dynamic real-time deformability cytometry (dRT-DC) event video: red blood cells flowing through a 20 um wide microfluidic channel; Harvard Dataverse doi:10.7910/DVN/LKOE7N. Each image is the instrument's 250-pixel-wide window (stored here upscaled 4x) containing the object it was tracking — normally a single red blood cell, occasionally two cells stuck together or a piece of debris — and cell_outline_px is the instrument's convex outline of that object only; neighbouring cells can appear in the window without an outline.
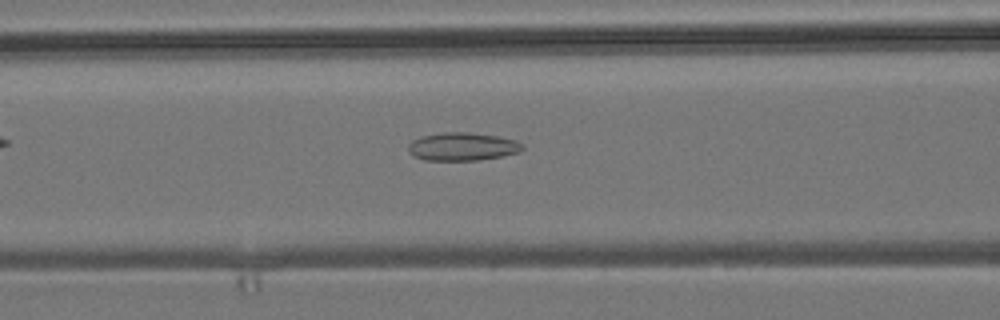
{"species": "common noctule bat (a hibernating species)", "species_latin": "Nyctalus noctula", "temperature_condition": "room temperature", "stored_images_in_passage": 8, "camera_frame_rate_fps": 3000, "um_per_image_px": 0.085, "animal": {"sex": "male", "body_mass_g": 19.2, "forearm_length_mm": 51.8}, "frame": {"image": 1, "passage_image": 8, "time_ms": 8.333, "image_size_px": [1000, 320], "cell_outline_px": [[524, 148], [520, 152], [500, 156], [476, 160], [424, 160], [412, 156], [408, 152], [408, 144], [412, 140], [420, 136], [444, 132], [468, 132], [500, 136], [516, 140], [524, 144]], "centroid_in_image_um": [39.29, 12.45], "position_along_channel_um": 127.3, "area_um2": 18.9}}